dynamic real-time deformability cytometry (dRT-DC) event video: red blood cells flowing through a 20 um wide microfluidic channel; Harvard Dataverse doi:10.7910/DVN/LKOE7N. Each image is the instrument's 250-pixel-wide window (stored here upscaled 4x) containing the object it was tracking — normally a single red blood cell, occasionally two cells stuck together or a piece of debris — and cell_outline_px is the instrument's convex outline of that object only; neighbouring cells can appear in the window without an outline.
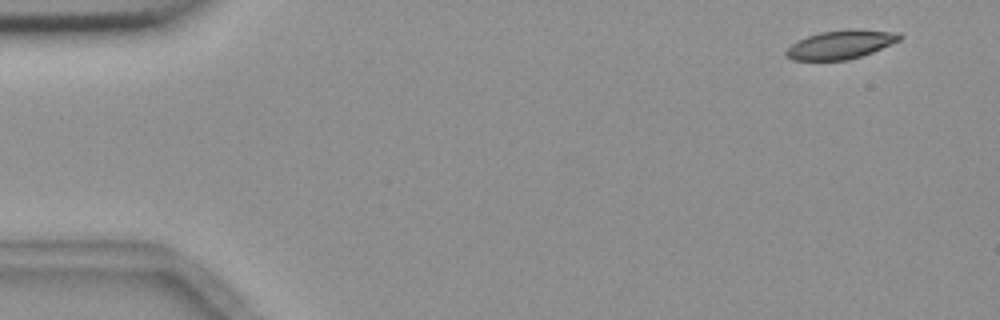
{"species": "common noctule bat (a hibernating species)", "species_latin": "Nyctalus noctula", "temperature_condition": "room temperature", "stored_images_in_passage": 9, "camera_frame_rate_fps": 3000, "um_per_image_px": 0.085, "animal": {"sex": "female", "body_mass_g": 18.4}, "frame": {"image": 1, "passage_image": 1, "time_ms": 0.0, "image_size_px": [1000, 320], "cell_outline_px": [[904, 36], [900, 40], [872, 52], [848, 60], [792, 60], [784, 52], [796, 40], [820, 32], [900, 32]], "centroid_in_image_um": [71.4, 3.84], "position_along_channel_um": 13.6, "area_um2": 17.92}}
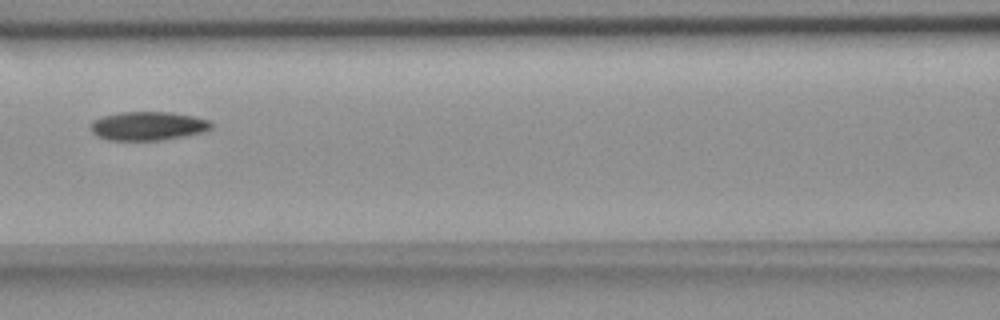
{"frame": {"image": 2, "passage_image": 7, "time_ms": 7.0, "image_size_px": [1000, 320], "cell_outline_px": [[212, 128], [204, 132], [184, 136], [160, 140], [108, 140], [96, 136], [88, 128], [92, 120], [104, 116], [120, 112], [168, 112], [192, 116], [208, 120], [212, 124]], "centroid_in_image_um": [12.53, 10.71], "position_along_channel_um": 154.1, "area_um2": 20.23}}
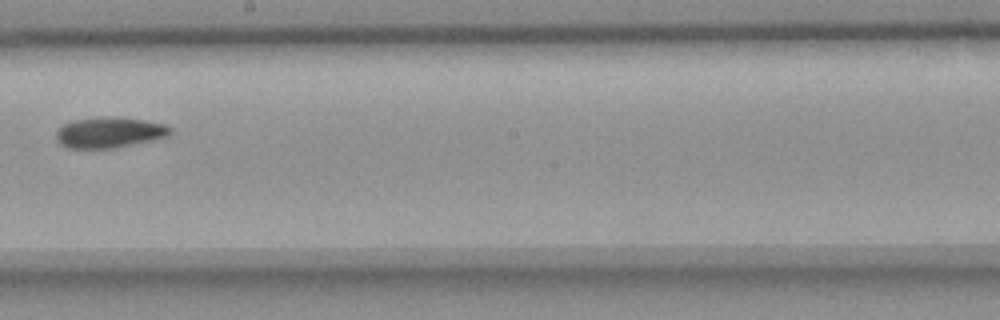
{"frame": {"image": 3, "passage_image": 9, "time_ms": 9.333, "image_size_px": [1000, 320], "cell_outline_px": [[172, 132], [168, 136], [152, 140], [112, 148], [68, 148], [60, 144], [56, 140], [56, 132], [64, 124], [72, 120], [104, 116], [116, 116], [144, 120], [164, 124], [172, 128]], "centroid_in_image_um": [9.29, 11.24], "position_along_channel_um": 238.9, "area_um2": 20.46}}